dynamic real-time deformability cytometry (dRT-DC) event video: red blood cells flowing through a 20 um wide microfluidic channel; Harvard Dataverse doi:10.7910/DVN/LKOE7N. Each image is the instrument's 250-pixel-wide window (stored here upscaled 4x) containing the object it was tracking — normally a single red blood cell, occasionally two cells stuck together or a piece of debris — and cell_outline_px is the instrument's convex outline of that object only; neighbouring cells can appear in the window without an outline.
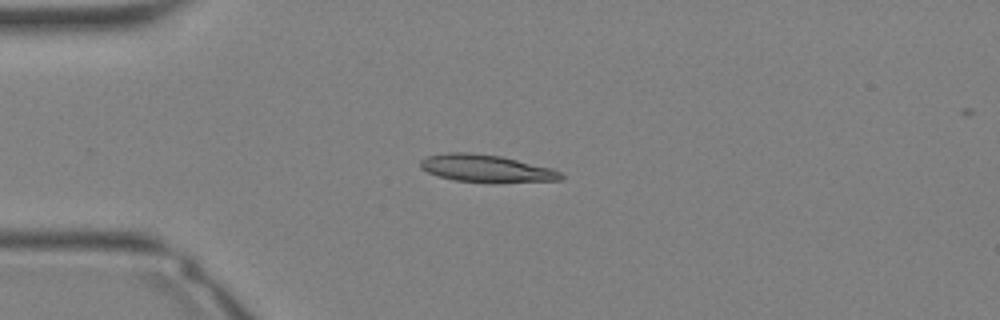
{"species": "Egyptian fruit bat (a non-hibernating species)", "species_latin": "Rousettus aegyptiacus", "temperature_condition": "warm", "stored_images_in_passage": 27, "camera_frame_rate_fps": 3000, "um_per_image_px": 0.085, "animal": {"sex": "female"}, "frame": {"image": 1, "passage_image": 4, "time_ms": 1.0, "image_size_px": [1000, 320], "cell_outline_px": [[564, 180], [456, 180], [440, 176], [428, 172], [420, 168], [420, 160], [428, 156], [448, 152], [468, 152], [500, 156], [552, 168], [560, 172], [564, 176]], "centroid_in_image_um": [41.28, 14.26], "position_along_channel_um": 43.7, "area_um2": 21.27}}
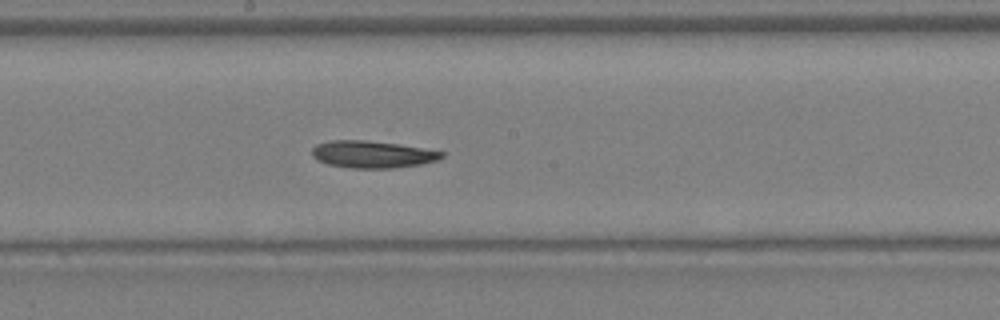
{"frame": {"image": 2, "passage_image": 14, "time_ms": 4.333, "image_size_px": [1000, 320], "cell_outline_px": [[444, 156], [436, 160], [420, 164], [392, 168], [352, 168], [328, 164], [316, 160], [312, 156], [312, 148], [316, 144], [328, 140], [364, 140], [400, 144], [444, 152]], "centroid_in_image_um": [31.6, 13.11], "position_along_channel_um": 216.6, "area_um2": 20.46}}
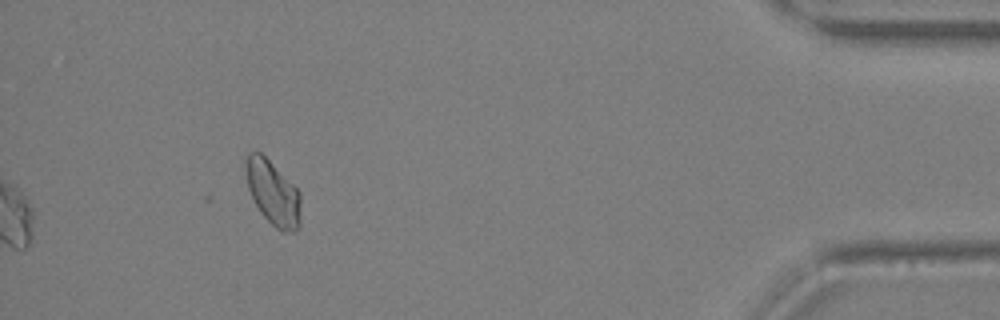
{"frame": {"image": 3, "passage_image": 27, "time_ms": 8.667, "image_size_px": [1000, 320], "cell_outline_px": [[300, 224], [296, 232], [284, 232], [276, 228], [260, 212], [248, 188], [244, 172], [244, 164], [248, 152], [260, 152], [300, 192]], "centroid_in_image_um": [23.18, 16.4], "position_along_channel_um": 412.0, "area_um2": 20.52}}